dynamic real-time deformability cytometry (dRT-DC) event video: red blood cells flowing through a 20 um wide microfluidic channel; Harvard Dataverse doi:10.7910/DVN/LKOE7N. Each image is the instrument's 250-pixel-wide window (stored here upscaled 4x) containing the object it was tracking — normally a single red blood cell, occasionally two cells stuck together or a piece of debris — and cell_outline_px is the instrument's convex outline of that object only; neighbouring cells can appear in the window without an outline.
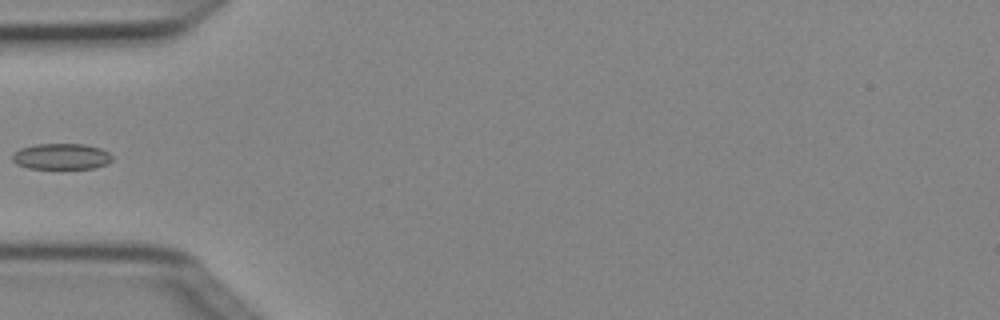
{"species": "Egyptian fruit bat (a non-hibernating species)", "species_latin": "Rousettus aegyptiacus", "temperature_condition": "cold", "stored_images_in_passage": 4, "camera_frame_rate_fps": 3000, "um_per_image_px": 0.085, "animal": {"sex": "female"}, "frame": {"image": 1, "passage_image": 4, "time_ms": 1.0, "image_size_px": [1000, 320], "cell_outline_px": [[112, 160], [108, 164], [92, 168], [28, 168], [16, 164], [12, 160], [12, 156], [20, 148], [36, 144], [84, 144], [100, 148], [108, 152], [112, 156]], "centroid_in_image_um": [5.22, 13.29], "position_along_channel_um": 79.8, "area_um2": 15.03}}